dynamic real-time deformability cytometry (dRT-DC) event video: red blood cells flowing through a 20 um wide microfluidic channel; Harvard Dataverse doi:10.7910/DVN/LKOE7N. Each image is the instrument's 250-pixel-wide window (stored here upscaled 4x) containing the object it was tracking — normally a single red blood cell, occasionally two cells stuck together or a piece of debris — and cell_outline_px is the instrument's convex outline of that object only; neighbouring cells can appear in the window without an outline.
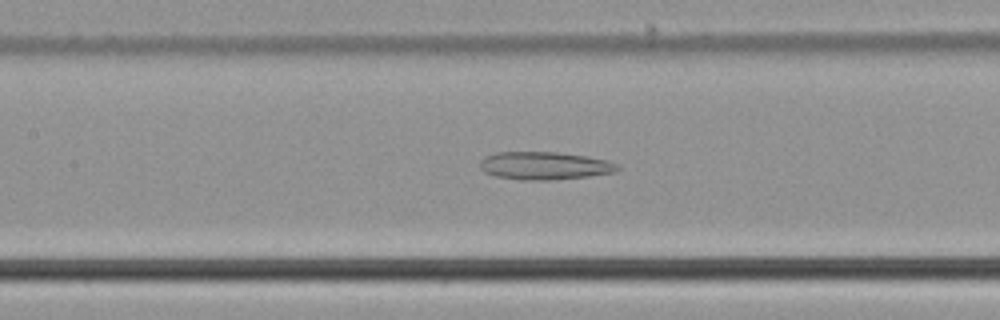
{"species": "common noctule bat (a hibernating species)", "species_latin": "Nyctalus noctula", "temperature_condition": "cold", "stored_images_in_passage": 55, "camera_frame_rate_fps": 3000, "um_per_image_px": 0.085, "animal": {"sex": "male", "body_mass_g": 21.5, "forearm_length_mm": 52.0}, "frame": {"image": 1, "passage_image": 26, "time_ms": 8.333, "image_size_px": [1000, 320], "cell_outline_px": [[620, 168], [616, 172], [588, 176], [552, 180], [520, 180], [496, 176], [484, 172], [480, 168], [480, 160], [484, 156], [496, 152], [556, 152], [584, 156], [604, 160], [616, 164]], "centroid_in_image_um": [46.22, 14.09], "position_along_channel_um": 161.2, "area_um2": 22.25}}
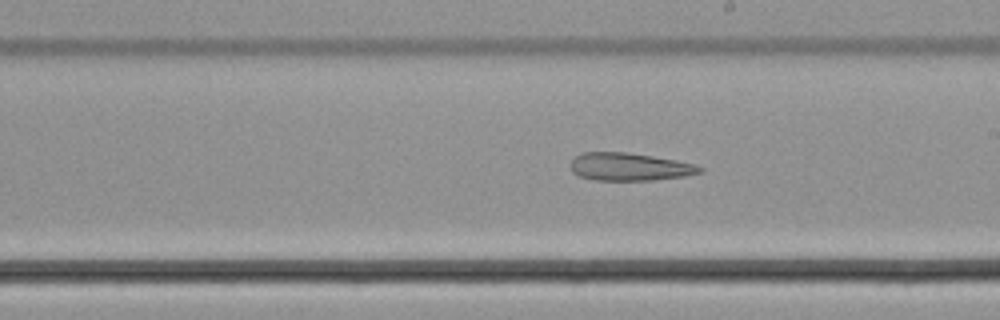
{"frame": {"image": 2, "passage_image": 32, "time_ms": 10.333, "image_size_px": [1000, 320], "cell_outline_px": [[704, 172], [684, 176], [652, 180], [596, 180], [580, 176], [572, 172], [572, 160], [580, 152], [624, 152], [652, 156], [676, 160], [696, 164], [704, 168]], "centroid_in_image_um": [53.54, 14.17], "position_along_channel_um": 235.5, "area_um2": 20.87}}
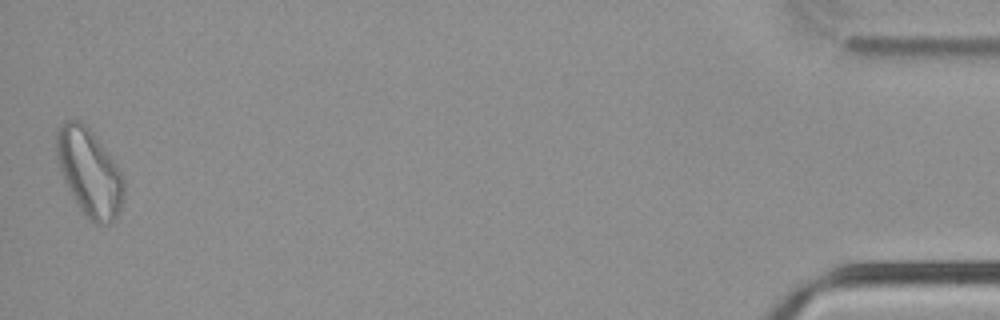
{"frame": {"image": 3, "passage_image": 55, "time_ms": 18.0, "image_size_px": [1000, 320], "cell_outline_px": [[124, 192], [120, 208], [116, 216], [108, 224], [92, 224], [80, 208], [68, 188], [64, 180], [56, 160], [56, 128], [64, 120], [80, 120], [92, 132], [120, 172], [124, 180]], "centroid_in_image_um": [7.55, 14.64], "position_along_channel_um": 427.6, "area_um2": 33.76}}